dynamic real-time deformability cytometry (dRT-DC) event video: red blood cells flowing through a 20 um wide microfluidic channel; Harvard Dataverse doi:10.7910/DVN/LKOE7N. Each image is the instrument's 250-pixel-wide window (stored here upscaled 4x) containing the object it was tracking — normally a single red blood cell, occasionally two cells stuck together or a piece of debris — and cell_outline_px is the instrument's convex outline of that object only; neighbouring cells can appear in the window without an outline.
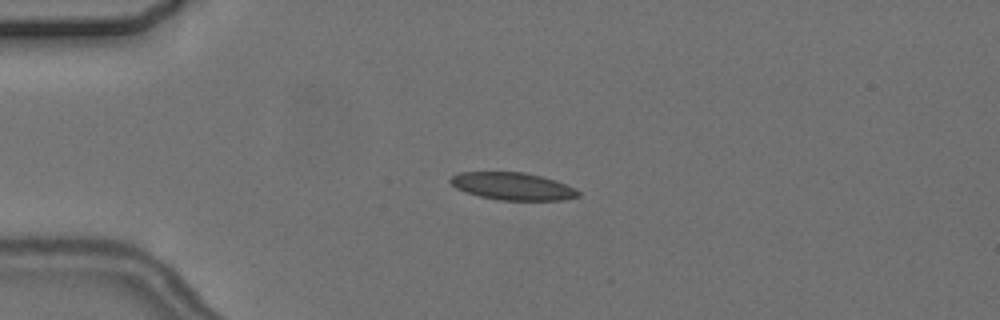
{"species": "common noctule bat (a hibernating species)", "species_latin": "Nyctalus noctula", "temperature_condition": "cold", "stored_images_in_passage": 6, "camera_frame_rate_fps": 3000, "um_per_image_px": 0.085, "animal": {"sex": "female", "body_mass_g": 24.6, "forearm_length_mm": 56.2}, "frame": {"image": 1, "passage_image": 4, "time_ms": 3.333, "image_size_px": [1000, 320], "cell_outline_px": [[580, 196], [564, 200], [500, 200], [480, 196], [456, 188], [448, 180], [452, 176], [460, 172], [524, 172], [556, 180], [576, 188], [580, 192]], "centroid_in_image_um": [43.61, 15.83], "position_along_channel_um": 41.4, "area_um2": 20.4}}
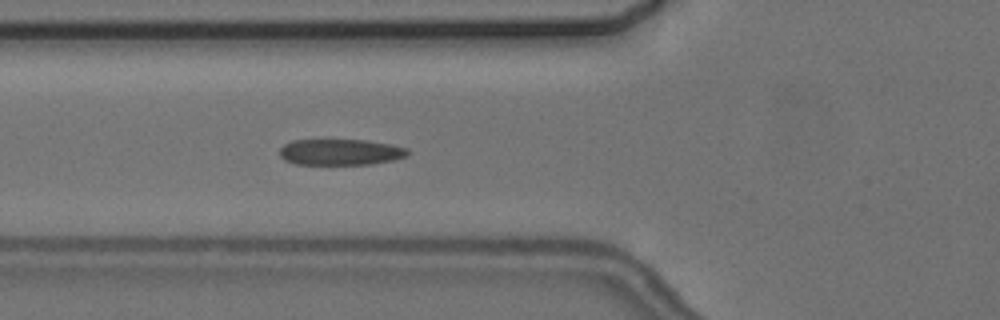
{"frame": {"image": 2, "passage_image": 6, "time_ms": 5.667, "image_size_px": [1000, 320], "cell_outline_px": [[408, 156], [392, 160], [372, 164], [296, 164], [284, 160], [280, 156], [280, 148], [284, 144], [292, 140], [364, 140], [392, 144], [408, 148]], "centroid_in_image_um": [28.94, 12.92], "position_along_channel_um": 96.9, "area_um2": 19.48}}